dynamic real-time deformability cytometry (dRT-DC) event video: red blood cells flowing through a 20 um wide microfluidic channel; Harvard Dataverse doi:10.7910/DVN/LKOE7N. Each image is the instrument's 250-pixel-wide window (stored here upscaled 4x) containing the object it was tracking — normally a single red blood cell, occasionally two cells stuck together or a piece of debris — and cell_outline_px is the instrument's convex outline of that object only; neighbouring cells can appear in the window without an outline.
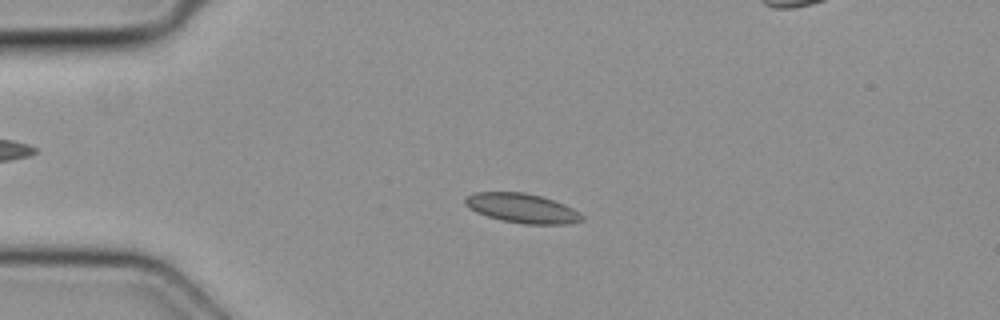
{"species": "common noctule bat (a hibernating species)", "species_latin": "Nyctalus noctula", "temperature_condition": "cold", "stored_images_in_passage": 45, "camera_frame_rate_fps": 3000, "um_per_image_px": 0.085, "animal": {"sex": "female", "body_mass_g": 19.3, "forearm_length_mm": 54.1}, "frame": {"image": 1, "passage_image": 7, "time_ms": 2.0, "image_size_px": [1000, 320], "cell_outline_px": [[584, 220], [568, 224], [524, 224], [500, 220], [476, 212], [468, 208], [464, 204], [464, 200], [468, 196], [476, 192], [524, 192], [540, 196], [564, 204], [572, 208], [584, 216]], "centroid_in_image_um": [44.37, 17.7], "position_along_channel_um": 40.6, "area_um2": 20.0}}
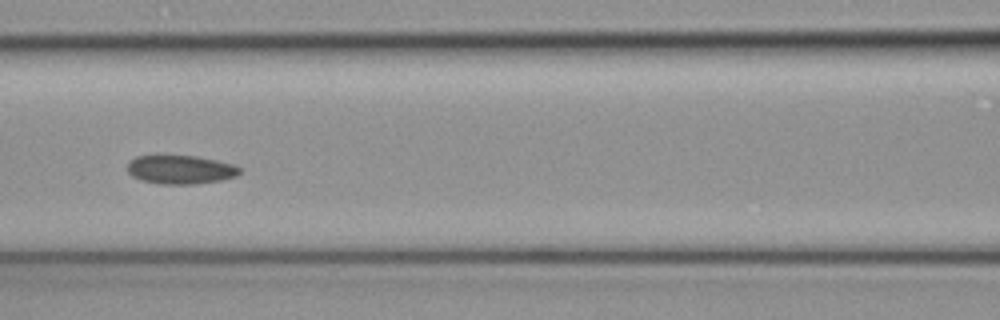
{"frame": {"image": 2, "passage_image": 17, "time_ms": 5.333, "image_size_px": [1000, 320], "cell_outline_px": [[240, 172], [236, 176], [220, 180], [196, 184], [160, 184], [140, 180], [132, 176], [128, 172], [128, 164], [136, 156], [156, 152], [196, 156], [216, 160], [232, 164], [240, 168]], "centroid_in_image_um": [15.27, 14.37], "position_along_channel_um": 151.3, "area_um2": 19.48}}
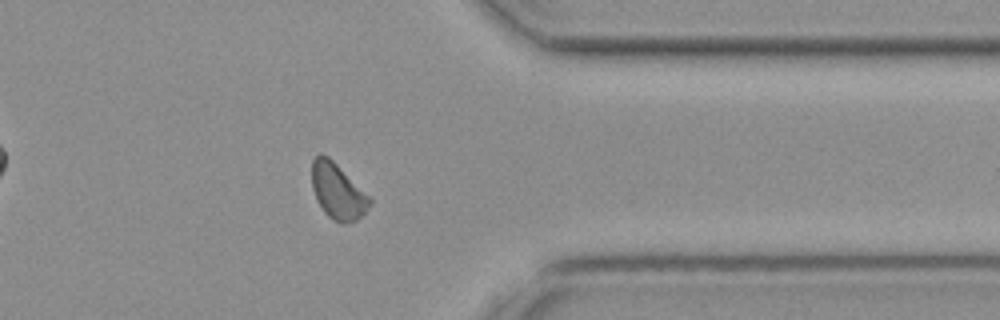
{"frame": {"image": 3, "passage_image": 34, "time_ms": 11.0, "image_size_px": [1000, 320], "cell_outline_px": [[372, 200], [368, 208], [356, 220], [344, 224], [340, 224], [332, 220], [324, 212], [316, 200], [312, 188], [312, 160], [320, 152], [328, 156]], "centroid_in_image_um": [28.66, 16.28], "position_along_channel_um": 382.7, "area_um2": 18.5}}